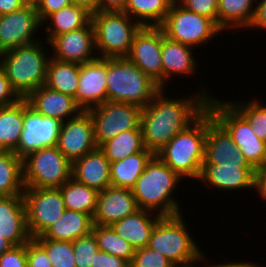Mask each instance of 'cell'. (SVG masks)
<instances>
[{"label":"cell","mask_w":266,"mask_h":267,"mask_svg":"<svg viewBox=\"0 0 266 267\" xmlns=\"http://www.w3.org/2000/svg\"><path fill=\"white\" fill-rule=\"evenodd\" d=\"M201 84V92L181 98L166 96L162 88L152 101L142 108L140 127L145 148L156 154L176 134L186 129L206 109L213 93ZM205 88V89H204Z\"/></svg>","instance_id":"6da1fadb"},{"label":"cell","mask_w":266,"mask_h":267,"mask_svg":"<svg viewBox=\"0 0 266 267\" xmlns=\"http://www.w3.org/2000/svg\"><path fill=\"white\" fill-rule=\"evenodd\" d=\"M182 179L156 154L147 163L145 170L131 188L139 209L173 216L182 213L179 200L173 195ZM178 202V203H177Z\"/></svg>","instance_id":"7a4b0ae2"},{"label":"cell","mask_w":266,"mask_h":267,"mask_svg":"<svg viewBox=\"0 0 266 267\" xmlns=\"http://www.w3.org/2000/svg\"><path fill=\"white\" fill-rule=\"evenodd\" d=\"M207 109L156 155L182 179L199 180L204 162Z\"/></svg>","instance_id":"3957f363"},{"label":"cell","mask_w":266,"mask_h":267,"mask_svg":"<svg viewBox=\"0 0 266 267\" xmlns=\"http://www.w3.org/2000/svg\"><path fill=\"white\" fill-rule=\"evenodd\" d=\"M44 42L40 40L3 52L0 68L22 98L45 85L51 52H47L48 42Z\"/></svg>","instance_id":"277c9868"},{"label":"cell","mask_w":266,"mask_h":267,"mask_svg":"<svg viewBox=\"0 0 266 267\" xmlns=\"http://www.w3.org/2000/svg\"><path fill=\"white\" fill-rule=\"evenodd\" d=\"M107 101L145 108L162 89L127 57L107 58Z\"/></svg>","instance_id":"5b68a950"},{"label":"cell","mask_w":266,"mask_h":267,"mask_svg":"<svg viewBox=\"0 0 266 267\" xmlns=\"http://www.w3.org/2000/svg\"><path fill=\"white\" fill-rule=\"evenodd\" d=\"M182 215L183 213L162 216L157 221L147 246L164 255L174 265L194 262L205 253L188 231L189 228L183 219L185 216Z\"/></svg>","instance_id":"8992f818"},{"label":"cell","mask_w":266,"mask_h":267,"mask_svg":"<svg viewBox=\"0 0 266 267\" xmlns=\"http://www.w3.org/2000/svg\"><path fill=\"white\" fill-rule=\"evenodd\" d=\"M91 22L99 58L127 57L134 36L142 27L125 12L92 13Z\"/></svg>","instance_id":"52a82bcc"},{"label":"cell","mask_w":266,"mask_h":267,"mask_svg":"<svg viewBox=\"0 0 266 267\" xmlns=\"http://www.w3.org/2000/svg\"><path fill=\"white\" fill-rule=\"evenodd\" d=\"M207 109L229 133L254 169L265 163L266 142L255 135L248 121L227 100H220L214 96L207 101Z\"/></svg>","instance_id":"ba28073f"},{"label":"cell","mask_w":266,"mask_h":267,"mask_svg":"<svg viewBox=\"0 0 266 267\" xmlns=\"http://www.w3.org/2000/svg\"><path fill=\"white\" fill-rule=\"evenodd\" d=\"M160 27L169 39L195 49L223 33L212 19L187 10L176 0Z\"/></svg>","instance_id":"9c48e42d"},{"label":"cell","mask_w":266,"mask_h":267,"mask_svg":"<svg viewBox=\"0 0 266 267\" xmlns=\"http://www.w3.org/2000/svg\"><path fill=\"white\" fill-rule=\"evenodd\" d=\"M72 177V162L57 146L39 149L23 159L24 187L60 188Z\"/></svg>","instance_id":"30bf717a"},{"label":"cell","mask_w":266,"mask_h":267,"mask_svg":"<svg viewBox=\"0 0 266 267\" xmlns=\"http://www.w3.org/2000/svg\"><path fill=\"white\" fill-rule=\"evenodd\" d=\"M87 111L93 121L97 147L124 131L141 128L142 108L131 103L106 101Z\"/></svg>","instance_id":"8fae6325"},{"label":"cell","mask_w":266,"mask_h":267,"mask_svg":"<svg viewBox=\"0 0 266 267\" xmlns=\"http://www.w3.org/2000/svg\"><path fill=\"white\" fill-rule=\"evenodd\" d=\"M23 200L31 238L42 235L66 210L60 188L25 187Z\"/></svg>","instance_id":"7c38bea8"},{"label":"cell","mask_w":266,"mask_h":267,"mask_svg":"<svg viewBox=\"0 0 266 267\" xmlns=\"http://www.w3.org/2000/svg\"><path fill=\"white\" fill-rule=\"evenodd\" d=\"M61 125L57 119L37 113L24 98L23 131L14 153L23 160L39 149L57 146Z\"/></svg>","instance_id":"4fadbf2b"},{"label":"cell","mask_w":266,"mask_h":267,"mask_svg":"<svg viewBox=\"0 0 266 267\" xmlns=\"http://www.w3.org/2000/svg\"><path fill=\"white\" fill-rule=\"evenodd\" d=\"M162 28L141 27L127 58L163 88Z\"/></svg>","instance_id":"5bb4252c"},{"label":"cell","mask_w":266,"mask_h":267,"mask_svg":"<svg viewBox=\"0 0 266 267\" xmlns=\"http://www.w3.org/2000/svg\"><path fill=\"white\" fill-rule=\"evenodd\" d=\"M42 23L36 7L24 6L22 9L4 14L0 20V50L6 52L20 46L39 42L36 32ZM39 29V30H38Z\"/></svg>","instance_id":"9a60e30c"},{"label":"cell","mask_w":266,"mask_h":267,"mask_svg":"<svg viewBox=\"0 0 266 267\" xmlns=\"http://www.w3.org/2000/svg\"><path fill=\"white\" fill-rule=\"evenodd\" d=\"M48 45L55 60L84 64L98 58L91 21L85 27L53 37Z\"/></svg>","instance_id":"2e32d148"},{"label":"cell","mask_w":266,"mask_h":267,"mask_svg":"<svg viewBox=\"0 0 266 267\" xmlns=\"http://www.w3.org/2000/svg\"><path fill=\"white\" fill-rule=\"evenodd\" d=\"M57 147L71 162L97 148L94 125L88 111H81L62 123Z\"/></svg>","instance_id":"e0dca14e"},{"label":"cell","mask_w":266,"mask_h":267,"mask_svg":"<svg viewBox=\"0 0 266 267\" xmlns=\"http://www.w3.org/2000/svg\"><path fill=\"white\" fill-rule=\"evenodd\" d=\"M203 164L251 166L229 133L207 109V135Z\"/></svg>","instance_id":"ac0fdd59"},{"label":"cell","mask_w":266,"mask_h":267,"mask_svg":"<svg viewBox=\"0 0 266 267\" xmlns=\"http://www.w3.org/2000/svg\"><path fill=\"white\" fill-rule=\"evenodd\" d=\"M107 58H97L80 64L78 88L75 102L87 111L107 101L106 89Z\"/></svg>","instance_id":"d6986e66"},{"label":"cell","mask_w":266,"mask_h":267,"mask_svg":"<svg viewBox=\"0 0 266 267\" xmlns=\"http://www.w3.org/2000/svg\"><path fill=\"white\" fill-rule=\"evenodd\" d=\"M137 210L139 208L131 189L109 186L98 193L93 223L111 226Z\"/></svg>","instance_id":"ffe728a7"},{"label":"cell","mask_w":266,"mask_h":267,"mask_svg":"<svg viewBox=\"0 0 266 267\" xmlns=\"http://www.w3.org/2000/svg\"><path fill=\"white\" fill-rule=\"evenodd\" d=\"M255 169L243 165L203 164L198 182L220 191L254 189ZM222 189V190H221Z\"/></svg>","instance_id":"44dd1931"},{"label":"cell","mask_w":266,"mask_h":267,"mask_svg":"<svg viewBox=\"0 0 266 267\" xmlns=\"http://www.w3.org/2000/svg\"><path fill=\"white\" fill-rule=\"evenodd\" d=\"M25 99L37 113L43 117L57 119L61 123L77 116L82 111L73 97L52 90L45 85L32 91Z\"/></svg>","instance_id":"7402d4cb"},{"label":"cell","mask_w":266,"mask_h":267,"mask_svg":"<svg viewBox=\"0 0 266 267\" xmlns=\"http://www.w3.org/2000/svg\"><path fill=\"white\" fill-rule=\"evenodd\" d=\"M0 235L13 246L26 244L31 239L23 195L0 196Z\"/></svg>","instance_id":"603a6c76"},{"label":"cell","mask_w":266,"mask_h":267,"mask_svg":"<svg viewBox=\"0 0 266 267\" xmlns=\"http://www.w3.org/2000/svg\"><path fill=\"white\" fill-rule=\"evenodd\" d=\"M193 50L195 48L173 41L165 36L162 30V66H163V88L166 89L167 82L174 76H193L198 73V59ZM191 74V75H190Z\"/></svg>","instance_id":"cb8c5ba5"},{"label":"cell","mask_w":266,"mask_h":267,"mask_svg":"<svg viewBox=\"0 0 266 267\" xmlns=\"http://www.w3.org/2000/svg\"><path fill=\"white\" fill-rule=\"evenodd\" d=\"M72 178L98 192L111 186L110 161L97 147L72 162Z\"/></svg>","instance_id":"d4e9b609"},{"label":"cell","mask_w":266,"mask_h":267,"mask_svg":"<svg viewBox=\"0 0 266 267\" xmlns=\"http://www.w3.org/2000/svg\"><path fill=\"white\" fill-rule=\"evenodd\" d=\"M161 217L157 213L139 209L111 227L136 250L148 246L151 233Z\"/></svg>","instance_id":"484cf974"},{"label":"cell","mask_w":266,"mask_h":267,"mask_svg":"<svg viewBox=\"0 0 266 267\" xmlns=\"http://www.w3.org/2000/svg\"><path fill=\"white\" fill-rule=\"evenodd\" d=\"M94 223L91 215L65 210L61 218L48 227L42 235L33 239H51L56 241H71L92 232Z\"/></svg>","instance_id":"4316f807"},{"label":"cell","mask_w":266,"mask_h":267,"mask_svg":"<svg viewBox=\"0 0 266 267\" xmlns=\"http://www.w3.org/2000/svg\"><path fill=\"white\" fill-rule=\"evenodd\" d=\"M256 12V0H218L217 26L227 33L229 29L249 30ZM228 29V30H227Z\"/></svg>","instance_id":"83f0119b"},{"label":"cell","mask_w":266,"mask_h":267,"mask_svg":"<svg viewBox=\"0 0 266 267\" xmlns=\"http://www.w3.org/2000/svg\"><path fill=\"white\" fill-rule=\"evenodd\" d=\"M91 14L86 8L74 4L50 14L41 27L47 33L45 41L49 42L55 36L85 27L91 21Z\"/></svg>","instance_id":"f1b7e54d"},{"label":"cell","mask_w":266,"mask_h":267,"mask_svg":"<svg viewBox=\"0 0 266 267\" xmlns=\"http://www.w3.org/2000/svg\"><path fill=\"white\" fill-rule=\"evenodd\" d=\"M155 154L144 149L123 160L110 162L111 186L131 189Z\"/></svg>","instance_id":"f546056e"},{"label":"cell","mask_w":266,"mask_h":267,"mask_svg":"<svg viewBox=\"0 0 266 267\" xmlns=\"http://www.w3.org/2000/svg\"><path fill=\"white\" fill-rule=\"evenodd\" d=\"M23 125L24 98L13 105L0 107V150H16Z\"/></svg>","instance_id":"4dcf8cb0"},{"label":"cell","mask_w":266,"mask_h":267,"mask_svg":"<svg viewBox=\"0 0 266 267\" xmlns=\"http://www.w3.org/2000/svg\"><path fill=\"white\" fill-rule=\"evenodd\" d=\"M79 73V63L63 62L51 57L47 67L45 86L75 99Z\"/></svg>","instance_id":"1f68e13d"},{"label":"cell","mask_w":266,"mask_h":267,"mask_svg":"<svg viewBox=\"0 0 266 267\" xmlns=\"http://www.w3.org/2000/svg\"><path fill=\"white\" fill-rule=\"evenodd\" d=\"M174 0H127L124 12L142 27H160Z\"/></svg>","instance_id":"d6a6232c"},{"label":"cell","mask_w":266,"mask_h":267,"mask_svg":"<svg viewBox=\"0 0 266 267\" xmlns=\"http://www.w3.org/2000/svg\"><path fill=\"white\" fill-rule=\"evenodd\" d=\"M23 160L14 152L0 150V196L23 195Z\"/></svg>","instance_id":"836d02e7"},{"label":"cell","mask_w":266,"mask_h":267,"mask_svg":"<svg viewBox=\"0 0 266 267\" xmlns=\"http://www.w3.org/2000/svg\"><path fill=\"white\" fill-rule=\"evenodd\" d=\"M65 209L82 212L93 217L98 191L72 177L60 187Z\"/></svg>","instance_id":"e575fe53"},{"label":"cell","mask_w":266,"mask_h":267,"mask_svg":"<svg viewBox=\"0 0 266 267\" xmlns=\"http://www.w3.org/2000/svg\"><path fill=\"white\" fill-rule=\"evenodd\" d=\"M110 162L125 159L145 149L141 128L124 131L99 147Z\"/></svg>","instance_id":"d590c367"},{"label":"cell","mask_w":266,"mask_h":267,"mask_svg":"<svg viewBox=\"0 0 266 267\" xmlns=\"http://www.w3.org/2000/svg\"><path fill=\"white\" fill-rule=\"evenodd\" d=\"M92 232L97 239L100 251L123 258L131 263L135 249L120 237L111 226L94 224Z\"/></svg>","instance_id":"8d00e7d4"},{"label":"cell","mask_w":266,"mask_h":267,"mask_svg":"<svg viewBox=\"0 0 266 267\" xmlns=\"http://www.w3.org/2000/svg\"><path fill=\"white\" fill-rule=\"evenodd\" d=\"M250 124L255 135L266 142V104L260 100H227Z\"/></svg>","instance_id":"74e56055"},{"label":"cell","mask_w":266,"mask_h":267,"mask_svg":"<svg viewBox=\"0 0 266 267\" xmlns=\"http://www.w3.org/2000/svg\"><path fill=\"white\" fill-rule=\"evenodd\" d=\"M47 253L52 267H76L71 241L34 239Z\"/></svg>","instance_id":"f35d334b"},{"label":"cell","mask_w":266,"mask_h":267,"mask_svg":"<svg viewBox=\"0 0 266 267\" xmlns=\"http://www.w3.org/2000/svg\"><path fill=\"white\" fill-rule=\"evenodd\" d=\"M76 267H92L95 254L99 251L97 239L93 232L73 242Z\"/></svg>","instance_id":"ab89813d"},{"label":"cell","mask_w":266,"mask_h":267,"mask_svg":"<svg viewBox=\"0 0 266 267\" xmlns=\"http://www.w3.org/2000/svg\"><path fill=\"white\" fill-rule=\"evenodd\" d=\"M130 267H174V264L158 251L146 246L135 250Z\"/></svg>","instance_id":"60d3db41"},{"label":"cell","mask_w":266,"mask_h":267,"mask_svg":"<svg viewBox=\"0 0 266 267\" xmlns=\"http://www.w3.org/2000/svg\"><path fill=\"white\" fill-rule=\"evenodd\" d=\"M189 11L212 19L217 24L218 0H176Z\"/></svg>","instance_id":"b9f144b4"},{"label":"cell","mask_w":266,"mask_h":267,"mask_svg":"<svg viewBox=\"0 0 266 267\" xmlns=\"http://www.w3.org/2000/svg\"><path fill=\"white\" fill-rule=\"evenodd\" d=\"M28 267H52L46 251L31 238L26 243Z\"/></svg>","instance_id":"7bdbcfd3"},{"label":"cell","mask_w":266,"mask_h":267,"mask_svg":"<svg viewBox=\"0 0 266 267\" xmlns=\"http://www.w3.org/2000/svg\"><path fill=\"white\" fill-rule=\"evenodd\" d=\"M0 267H28L26 244L13 246L0 256Z\"/></svg>","instance_id":"ee69618b"},{"label":"cell","mask_w":266,"mask_h":267,"mask_svg":"<svg viewBox=\"0 0 266 267\" xmlns=\"http://www.w3.org/2000/svg\"><path fill=\"white\" fill-rule=\"evenodd\" d=\"M23 99L11 85L4 71L0 68V107H7Z\"/></svg>","instance_id":"f6af8a7d"},{"label":"cell","mask_w":266,"mask_h":267,"mask_svg":"<svg viewBox=\"0 0 266 267\" xmlns=\"http://www.w3.org/2000/svg\"><path fill=\"white\" fill-rule=\"evenodd\" d=\"M71 4V0H42L36 7L40 22L42 23L50 14Z\"/></svg>","instance_id":"bcb514c9"},{"label":"cell","mask_w":266,"mask_h":267,"mask_svg":"<svg viewBox=\"0 0 266 267\" xmlns=\"http://www.w3.org/2000/svg\"><path fill=\"white\" fill-rule=\"evenodd\" d=\"M92 267H130V263L123 258L99 250L95 254Z\"/></svg>","instance_id":"7dc6e473"},{"label":"cell","mask_w":266,"mask_h":267,"mask_svg":"<svg viewBox=\"0 0 266 267\" xmlns=\"http://www.w3.org/2000/svg\"><path fill=\"white\" fill-rule=\"evenodd\" d=\"M256 28L266 31V0H256L255 17L249 29L256 30Z\"/></svg>","instance_id":"c3c4849f"},{"label":"cell","mask_w":266,"mask_h":267,"mask_svg":"<svg viewBox=\"0 0 266 267\" xmlns=\"http://www.w3.org/2000/svg\"><path fill=\"white\" fill-rule=\"evenodd\" d=\"M254 189L262 201H266V162L255 168Z\"/></svg>","instance_id":"681fc988"},{"label":"cell","mask_w":266,"mask_h":267,"mask_svg":"<svg viewBox=\"0 0 266 267\" xmlns=\"http://www.w3.org/2000/svg\"><path fill=\"white\" fill-rule=\"evenodd\" d=\"M127 0H97L96 12H124Z\"/></svg>","instance_id":"f907efd6"},{"label":"cell","mask_w":266,"mask_h":267,"mask_svg":"<svg viewBox=\"0 0 266 267\" xmlns=\"http://www.w3.org/2000/svg\"><path fill=\"white\" fill-rule=\"evenodd\" d=\"M25 5L23 0H0V13L2 15L22 9Z\"/></svg>","instance_id":"816d5d0a"},{"label":"cell","mask_w":266,"mask_h":267,"mask_svg":"<svg viewBox=\"0 0 266 267\" xmlns=\"http://www.w3.org/2000/svg\"><path fill=\"white\" fill-rule=\"evenodd\" d=\"M249 261H246V262H244V261H233L232 260V262L230 261V262H224V263H216V265H214L215 263H214V261H213V264L211 263V265L209 264L207 267H261V266H259L258 265V263L256 264H253L252 262L250 263H248ZM262 267H264V265L262 266Z\"/></svg>","instance_id":"f5cc1de1"},{"label":"cell","mask_w":266,"mask_h":267,"mask_svg":"<svg viewBox=\"0 0 266 267\" xmlns=\"http://www.w3.org/2000/svg\"><path fill=\"white\" fill-rule=\"evenodd\" d=\"M72 4L82 6L91 13H96L97 0H71Z\"/></svg>","instance_id":"db71d44e"},{"label":"cell","mask_w":266,"mask_h":267,"mask_svg":"<svg viewBox=\"0 0 266 267\" xmlns=\"http://www.w3.org/2000/svg\"><path fill=\"white\" fill-rule=\"evenodd\" d=\"M13 247V245L5 238H3L1 235H0V256L10 250L11 248Z\"/></svg>","instance_id":"11a10c76"},{"label":"cell","mask_w":266,"mask_h":267,"mask_svg":"<svg viewBox=\"0 0 266 267\" xmlns=\"http://www.w3.org/2000/svg\"><path fill=\"white\" fill-rule=\"evenodd\" d=\"M205 257L206 256L203 255L201 258H199L198 260H196L194 262H191V263H188V264H183V265H174V267H200V266H197L196 264L203 263V261L206 263L207 261L204 259ZM204 267H207V266L205 265Z\"/></svg>","instance_id":"9f6ffc18"},{"label":"cell","mask_w":266,"mask_h":267,"mask_svg":"<svg viewBox=\"0 0 266 267\" xmlns=\"http://www.w3.org/2000/svg\"><path fill=\"white\" fill-rule=\"evenodd\" d=\"M25 5L37 7L42 0H23Z\"/></svg>","instance_id":"6f0895ef"},{"label":"cell","mask_w":266,"mask_h":267,"mask_svg":"<svg viewBox=\"0 0 266 267\" xmlns=\"http://www.w3.org/2000/svg\"><path fill=\"white\" fill-rule=\"evenodd\" d=\"M2 55H3V52L0 50V67H1Z\"/></svg>","instance_id":"680465c9"}]
</instances>
